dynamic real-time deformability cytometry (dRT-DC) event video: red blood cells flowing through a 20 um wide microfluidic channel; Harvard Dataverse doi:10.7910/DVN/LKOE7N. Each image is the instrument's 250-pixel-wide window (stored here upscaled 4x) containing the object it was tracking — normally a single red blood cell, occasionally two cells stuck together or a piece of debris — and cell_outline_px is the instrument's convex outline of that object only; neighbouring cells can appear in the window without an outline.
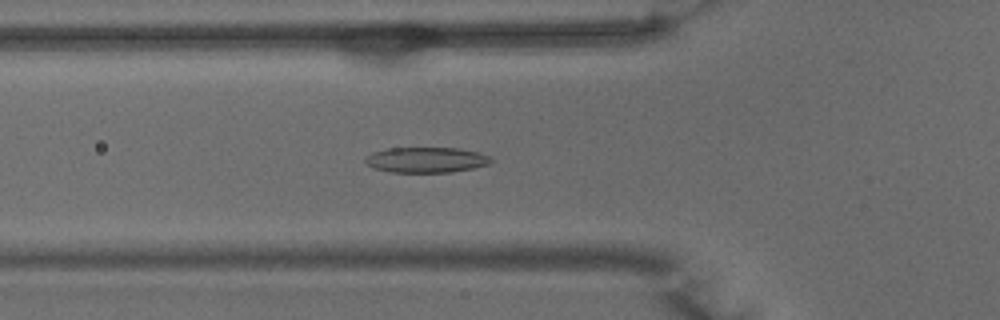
{"species": "common noctule bat (a hibernating species)", "species_latin": "Nyctalus noctula", "temperature_condition": "warm", "stored_images_in_passage": 41, "camera_frame_rate_fps": 3000, "um_per_image_px": 0.085, "animal": {"sex": "male", "body_mass_g": 15.6}, "frame": {"image": 1, "passage_image": 7, "time_ms": 2.0, "image_size_px": [1000, 320], "cell_outline_px": [[492, 160], [488, 164], [472, 168], [452, 172], [392, 172], [376, 168], [364, 164], [364, 160], [372, 152], [388, 148], [460, 148], [480, 152], [492, 156]], "centroid_in_image_um": [36.25, 13.58], "position_along_channel_um": 89.5, "area_um2": 18.67}}
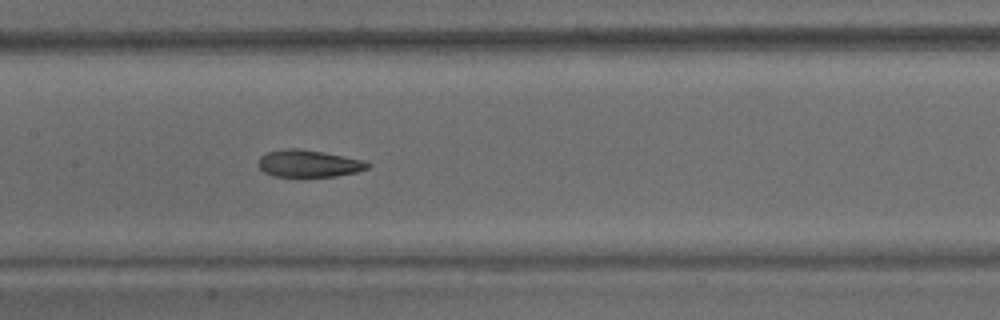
{"frame": {"image": 2, "passage_image": 14, "time_ms": 4.333, "image_size_px": [1000, 320], "cell_outline_px": [[372, 164], [368, 168], [356, 172], [336, 176], [272, 176], [264, 172], [260, 168], [260, 156], [268, 152], [288, 148], [296, 148], [324, 152], [364, 160]], "centroid_in_image_um": [26.27, 13.9], "position_along_channel_um": 181.1, "area_um2": 17.11}}
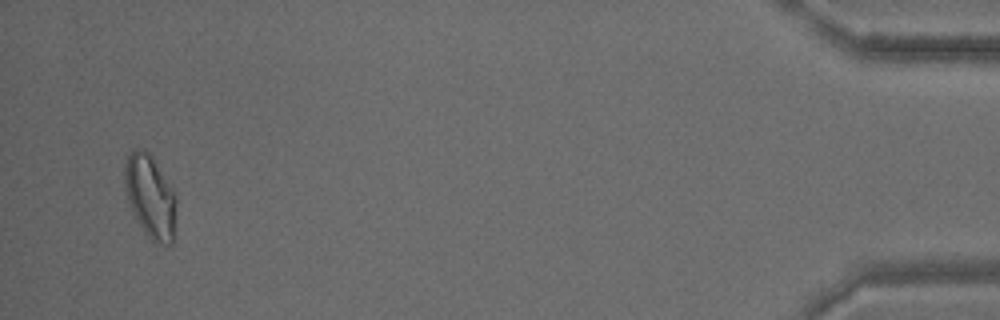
{"frame": {"image": 3, "passage_image": 39, "time_ms": 12.667, "image_size_px": [1000, 320], "cell_outline_px": [[176, 204], [172, 244], [156, 244], [144, 232], [132, 212], [128, 200], [124, 184], [124, 164], [128, 156], [136, 148], [144, 148], [152, 156], [172, 188], [176, 196]], "centroid_in_image_um": [12.76, 16.7], "position_along_channel_um": 422.4, "area_um2": 24.91}, "authors_computed_cell_mechanics": {"area_um2": 18.207, "velocity_mm_per_s": 3.8883, "shape_relaxation_time_tau1_ms": null, "shape_relaxation_time_tau2_ms": 2.0792, "deformation_change_tau1": null, "deformation_change_tau2": 0.0868}}